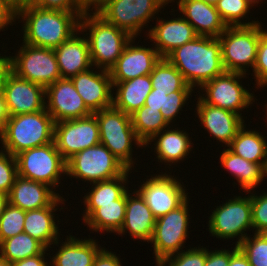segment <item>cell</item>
<instances>
[{
  "label": "cell",
  "instance_id": "obj_11",
  "mask_svg": "<svg viewBox=\"0 0 267 266\" xmlns=\"http://www.w3.org/2000/svg\"><path fill=\"white\" fill-rule=\"evenodd\" d=\"M208 231L221 239L238 237V246L248 234L244 231L253 228L251 216V195L235 196L222 206H217L209 217Z\"/></svg>",
  "mask_w": 267,
  "mask_h": 266
},
{
  "label": "cell",
  "instance_id": "obj_29",
  "mask_svg": "<svg viewBox=\"0 0 267 266\" xmlns=\"http://www.w3.org/2000/svg\"><path fill=\"white\" fill-rule=\"evenodd\" d=\"M112 85L113 89H117L115 98L114 96L112 98V106L128 115L145 105L146 97L152 90L150 75L112 83Z\"/></svg>",
  "mask_w": 267,
  "mask_h": 266
},
{
  "label": "cell",
  "instance_id": "obj_16",
  "mask_svg": "<svg viewBox=\"0 0 267 266\" xmlns=\"http://www.w3.org/2000/svg\"><path fill=\"white\" fill-rule=\"evenodd\" d=\"M45 97L48 98V101H45V109L55 123L92 114L69 78L58 79L46 87Z\"/></svg>",
  "mask_w": 267,
  "mask_h": 266
},
{
  "label": "cell",
  "instance_id": "obj_42",
  "mask_svg": "<svg viewBox=\"0 0 267 266\" xmlns=\"http://www.w3.org/2000/svg\"><path fill=\"white\" fill-rule=\"evenodd\" d=\"M27 3L42 9L65 12H86L91 8L89 0H28Z\"/></svg>",
  "mask_w": 267,
  "mask_h": 266
},
{
  "label": "cell",
  "instance_id": "obj_59",
  "mask_svg": "<svg viewBox=\"0 0 267 266\" xmlns=\"http://www.w3.org/2000/svg\"><path fill=\"white\" fill-rule=\"evenodd\" d=\"M267 240V231L260 233Z\"/></svg>",
  "mask_w": 267,
  "mask_h": 266
},
{
  "label": "cell",
  "instance_id": "obj_47",
  "mask_svg": "<svg viewBox=\"0 0 267 266\" xmlns=\"http://www.w3.org/2000/svg\"><path fill=\"white\" fill-rule=\"evenodd\" d=\"M17 19V7L9 0H0V31Z\"/></svg>",
  "mask_w": 267,
  "mask_h": 266
},
{
  "label": "cell",
  "instance_id": "obj_34",
  "mask_svg": "<svg viewBox=\"0 0 267 266\" xmlns=\"http://www.w3.org/2000/svg\"><path fill=\"white\" fill-rule=\"evenodd\" d=\"M46 247L27 233H20L0 243V256L13 263L41 254Z\"/></svg>",
  "mask_w": 267,
  "mask_h": 266
},
{
  "label": "cell",
  "instance_id": "obj_14",
  "mask_svg": "<svg viewBox=\"0 0 267 266\" xmlns=\"http://www.w3.org/2000/svg\"><path fill=\"white\" fill-rule=\"evenodd\" d=\"M54 142L66 161L74 154L100 144L96 115L92 113L79 119L56 122Z\"/></svg>",
  "mask_w": 267,
  "mask_h": 266
},
{
  "label": "cell",
  "instance_id": "obj_17",
  "mask_svg": "<svg viewBox=\"0 0 267 266\" xmlns=\"http://www.w3.org/2000/svg\"><path fill=\"white\" fill-rule=\"evenodd\" d=\"M3 93L9 116L35 113L45 109V88L19 78L13 72L6 80Z\"/></svg>",
  "mask_w": 267,
  "mask_h": 266
},
{
  "label": "cell",
  "instance_id": "obj_49",
  "mask_svg": "<svg viewBox=\"0 0 267 266\" xmlns=\"http://www.w3.org/2000/svg\"><path fill=\"white\" fill-rule=\"evenodd\" d=\"M166 95H168L167 92H161L152 89L151 92L146 97L145 106L150 107V109L164 112V102Z\"/></svg>",
  "mask_w": 267,
  "mask_h": 266
},
{
  "label": "cell",
  "instance_id": "obj_22",
  "mask_svg": "<svg viewBox=\"0 0 267 266\" xmlns=\"http://www.w3.org/2000/svg\"><path fill=\"white\" fill-rule=\"evenodd\" d=\"M178 10L199 36L218 38L227 28L215 5L202 0H179Z\"/></svg>",
  "mask_w": 267,
  "mask_h": 266
},
{
  "label": "cell",
  "instance_id": "obj_61",
  "mask_svg": "<svg viewBox=\"0 0 267 266\" xmlns=\"http://www.w3.org/2000/svg\"><path fill=\"white\" fill-rule=\"evenodd\" d=\"M264 108H266V115H267V104H265V107ZM267 118V117H266Z\"/></svg>",
  "mask_w": 267,
  "mask_h": 266
},
{
  "label": "cell",
  "instance_id": "obj_60",
  "mask_svg": "<svg viewBox=\"0 0 267 266\" xmlns=\"http://www.w3.org/2000/svg\"><path fill=\"white\" fill-rule=\"evenodd\" d=\"M266 29L263 30V35L267 38V31H265Z\"/></svg>",
  "mask_w": 267,
  "mask_h": 266
},
{
  "label": "cell",
  "instance_id": "obj_36",
  "mask_svg": "<svg viewBox=\"0 0 267 266\" xmlns=\"http://www.w3.org/2000/svg\"><path fill=\"white\" fill-rule=\"evenodd\" d=\"M132 126L137 137L145 144L154 134L169 127L159 110L142 106L131 114Z\"/></svg>",
  "mask_w": 267,
  "mask_h": 266
},
{
  "label": "cell",
  "instance_id": "obj_2",
  "mask_svg": "<svg viewBox=\"0 0 267 266\" xmlns=\"http://www.w3.org/2000/svg\"><path fill=\"white\" fill-rule=\"evenodd\" d=\"M166 59L182 74L193 88L225 72L222 64L221 44L218 38L197 36L179 46Z\"/></svg>",
  "mask_w": 267,
  "mask_h": 266
},
{
  "label": "cell",
  "instance_id": "obj_37",
  "mask_svg": "<svg viewBox=\"0 0 267 266\" xmlns=\"http://www.w3.org/2000/svg\"><path fill=\"white\" fill-rule=\"evenodd\" d=\"M215 6L227 26H250L259 23V21H240L253 7L247 0H220Z\"/></svg>",
  "mask_w": 267,
  "mask_h": 266
},
{
  "label": "cell",
  "instance_id": "obj_6",
  "mask_svg": "<svg viewBox=\"0 0 267 266\" xmlns=\"http://www.w3.org/2000/svg\"><path fill=\"white\" fill-rule=\"evenodd\" d=\"M99 125L100 143L120 160L128 169L134 167L132 143L145 147L132 126L131 115L114 108L94 112Z\"/></svg>",
  "mask_w": 267,
  "mask_h": 266
},
{
  "label": "cell",
  "instance_id": "obj_8",
  "mask_svg": "<svg viewBox=\"0 0 267 266\" xmlns=\"http://www.w3.org/2000/svg\"><path fill=\"white\" fill-rule=\"evenodd\" d=\"M67 174L92 183L123 175L128 168L103 144L84 149L66 161Z\"/></svg>",
  "mask_w": 267,
  "mask_h": 266
},
{
  "label": "cell",
  "instance_id": "obj_35",
  "mask_svg": "<svg viewBox=\"0 0 267 266\" xmlns=\"http://www.w3.org/2000/svg\"><path fill=\"white\" fill-rule=\"evenodd\" d=\"M129 172L130 169L123 175L93 183L92 190L83 197V203L107 204L119 199L128 190L125 185L128 182Z\"/></svg>",
  "mask_w": 267,
  "mask_h": 266
},
{
  "label": "cell",
  "instance_id": "obj_50",
  "mask_svg": "<svg viewBox=\"0 0 267 266\" xmlns=\"http://www.w3.org/2000/svg\"><path fill=\"white\" fill-rule=\"evenodd\" d=\"M12 73L11 56H0V92L4 91L8 76Z\"/></svg>",
  "mask_w": 267,
  "mask_h": 266
},
{
  "label": "cell",
  "instance_id": "obj_41",
  "mask_svg": "<svg viewBox=\"0 0 267 266\" xmlns=\"http://www.w3.org/2000/svg\"><path fill=\"white\" fill-rule=\"evenodd\" d=\"M18 176L16 157L9 152L0 151V193L9 194Z\"/></svg>",
  "mask_w": 267,
  "mask_h": 266
},
{
  "label": "cell",
  "instance_id": "obj_38",
  "mask_svg": "<svg viewBox=\"0 0 267 266\" xmlns=\"http://www.w3.org/2000/svg\"><path fill=\"white\" fill-rule=\"evenodd\" d=\"M24 220L25 211L8 203L0 217V243L23 233Z\"/></svg>",
  "mask_w": 267,
  "mask_h": 266
},
{
  "label": "cell",
  "instance_id": "obj_39",
  "mask_svg": "<svg viewBox=\"0 0 267 266\" xmlns=\"http://www.w3.org/2000/svg\"><path fill=\"white\" fill-rule=\"evenodd\" d=\"M238 248L248 258L251 266H267V240L260 234L246 237Z\"/></svg>",
  "mask_w": 267,
  "mask_h": 266
},
{
  "label": "cell",
  "instance_id": "obj_45",
  "mask_svg": "<svg viewBox=\"0 0 267 266\" xmlns=\"http://www.w3.org/2000/svg\"><path fill=\"white\" fill-rule=\"evenodd\" d=\"M258 87H267V38L262 35L259 39L256 63L253 68Z\"/></svg>",
  "mask_w": 267,
  "mask_h": 266
},
{
  "label": "cell",
  "instance_id": "obj_3",
  "mask_svg": "<svg viewBox=\"0 0 267 266\" xmlns=\"http://www.w3.org/2000/svg\"><path fill=\"white\" fill-rule=\"evenodd\" d=\"M87 10L79 21L80 32H87L89 36L90 58L92 65L97 69L109 71L123 53L126 45L131 39H134L126 31L117 28L115 25L107 23L95 11L89 13ZM92 14V15H90Z\"/></svg>",
  "mask_w": 267,
  "mask_h": 266
},
{
  "label": "cell",
  "instance_id": "obj_23",
  "mask_svg": "<svg viewBox=\"0 0 267 266\" xmlns=\"http://www.w3.org/2000/svg\"><path fill=\"white\" fill-rule=\"evenodd\" d=\"M56 188L17 176L8 194V203L24 211L37 210L50 206L60 195Z\"/></svg>",
  "mask_w": 267,
  "mask_h": 266
},
{
  "label": "cell",
  "instance_id": "obj_56",
  "mask_svg": "<svg viewBox=\"0 0 267 266\" xmlns=\"http://www.w3.org/2000/svg\"><path fill=\"white\" fill-rule=\"evenodd\" d=\"M0 266H12V263L0 256Z\"/></svg>",
  "mask_w": 267,
  "mask_h": 266
},
{
  "label": "cell",
  "instance_id": "obj_15",
  "mask_svg": "<svg viewBox=\"0 0 267 266\" xmlns=\"http://www.w3.org/2000/svg\"><path fill=\"white\" fill-rule=\"evenodd\" d=\"M172 175L151 176L136 190L157 219L177 209L188 198L185 187Z\"/></svg>",
  "mask_w": 267,
  "mask_h": 266
},
{
  "label": "cell",
  "instance_id": "obj_13",
  "mask_svg": "<svg viewBox=\"0 0 267 266\" xmlns=\"http://www.w3.org/2000/svg\"><path fill=\"white\" fill-rule=\"evenodd\" d=\"M243 77H246V74L225 71L200 87L206 94L200 98L209 105L232 111L241 116L240 110L249 108L248 106L255 101L253 94L243 88L241 83L239 84V79Z\"/></svg>",
  "mask_w": 267,
  "mask_h": 266
},
{
  "label": "cell",
  "instance_id": "obj_52",
  "mask_svg": "<svg viewBox=\"0 0 267 266\" xmlns=\"http://www.w3.org/2000/svg\"><path fill=\"white\" fill-rule=\"evenodd\" d=\"M228 266H251L248 258L238 249L231 257Z\"/></svg>",
  "mask_w": 267,
  "mask_h": 266
},
{
  "label": "cell",
  "instance_id": "obj_51",
  "mask_svg": "<svg viewBox=\"0 0 267 266\" xmlns=\"http://www.w3.org/2000/svg\"><path fill=\"white\" fill-rule=\"evenodd\" d=\"M46 251H47V248L41 254L15 261L12 263V266H49L48 262L45 261Z\"/></svg>",
  "mask_w": 267,
  "mask_h": 266
},
{
  "label": "cell",
  "instance_id": "obj_24",
  "mask_svg": "<svg viewBox=\"0 0 267 266\" xmlns=\"http://www.w3.org/2000/svg\"><path fill=\"white\" fill-rule=\"evenodd\" d=\"M78 32L53 49L62 78L70 79L93 67L87 38L77 36Z\"/></svg>",
  "mask_w": 267,
  "mask_h": 266
},
{
  "label": "cell",
  "instance_id": "obj_46",
  "mask_svg": "<svg viewBox=\"0 0 267 266\" xmlns=\"http://www.w3.org/2000/svg\"><path fill=\"white\" fill-rule=\"evenodd\" d=\"M238 246L235 245L232 251L229 249L225 250H214L209 251L207 249V257L204 266H228L230 257L238 250Z\"/></svg>",
  "mask_w": 267,
  "mask_h": 266
},
{
  "label": "cell",
  "instance_id": "obj_57",
  "mask_svg": "<svg viewBox=\"0 0 267 266\" xmlns=\"http://www.w3.org/2000/svg\"><path fill=\"white\" fill-rule=\"evenodd\" d=\"M208 4L216 5L220 0H202Z\"/></svg>",
  "mask_w": 267,
  "mask_h": 266
},
{
  "label": "cell",
  "instance_id": "obj_20",
  "mask_svg": "<svg viewBox=\"0 0 267 266\" xmlns=\"http://www.w3.org/2000/svg\"><path fill=\"white\" fill-rule=\"evenodd\" d=\"M202 126L219 142L230 145L238 130L244 125L243 117L226 109L212 106L198 98L196 109Z\"/></svg>",
  "mask_w": 267,
  "mask_h": 266
},
{
  "label": "cell",
  "instance_id": "obj_33",
  "mask_svg": "<svg viewBox=\"0 0 267 266\" xmlns=\"http://www.w3.org/2000/svg\"><path fill=\"white\" fill-rule=\"evenodd\" d=\"M152 89L161 92L193 91L182 74L166 58H161L150 73Z\"/></svg>",
  "mask_w": 267,
  "mask_h": 266
},
{
  "label": "cell",
  "instance_id": "obj_28",
  "mask_svg": "<svg viewBox=\"0 0 267 266\" xmlns=\"http://www.w3.org/2000/svg\"><path fill=\"white\" fill-rule=\"evenodd\" d=\"M186 132L175 128V130L166 128L161 132L154 134L144 145L148 146L150 142L156 140L154 146H156L155 153L157 159L160 162L166 163L171 166L172 163H178L179 161L186 158L192 149L191 139ZM157 137V138H156ZM159 137V138H158ZM168 163V164H167ZM171 163V164H169Z\"/></svg>",
  "mask_w": 267,
  "mask_h": 266
},
{
  "label": "cell",
  "instance_id": "obj_1",
  "mask_svg": "<svg viewBox=\"0 0 267 266\" xmlns=\"http://www.w3.org/2000/svg\"><path fill=\"white\" fill-rule=\"evenodd\" d=\"M84 13L42 9L28 3L19 6L17 19L25 21L23 43L54 49L79 30Z\"/></svg>",
  "mask_w": 267,
  "mask_h": 266
},
{
  "label": "cell",
  "instance_id": "obj_18",
  "mask_svg": "<svg viewBox=\"0 0 267 266\" xmlns=\"http://www.w3.org/2000/svg\"><path fill=\"white\" fill-rule=\"evenodd\" d=\"M134 41L135 38L130 40L115 65L109 70L112 83L150 75L155 64L161 59L155 47L135 46Z\"/></svg>",
  "mask_w": 267,
  "mask_h": 266
},
{
  "label": "cell",
  "instance_id": "obj_43",
  "mask_svg": "<svg viewBox=\"0 0 267 266\" xmlns=\"http://www.w3.org/2000/svg\"><path fill=\"white\" fill-rule=\"evenodd\" d=\"M251 216L254 233L267 231V193L256 195L251 193Z\"/></svg>",
  "mask_w": 267,
  "mask_h": 266
},
{
  "label": "cell",
  "instance_id": "obj_25",
  "mask_svg": "<svg viewBox=\"0 0 267 266\" xmlns=\"http://www.w3.org/2000/svg\"><path fill=\"white\" fill-rule=\"evenodd\" d=\"M128 191L124 223L117 234L124 235L128 231L132 238L150 242L153 236L156 218L137 191L133 192L134 196Z\"/></svg>",
  "mask_w": 267,
  "mask_h": 266
},
{
  "label": "cell",
  "instance_id": "obj_21",
  "mask_svg": "<svg viewBox=\"0 0 267 266\" xmlns=\"http://www.w3.org/2000/svg\"><path fill=\"white\" fill-rule=\"evenodd\" d=\"M148 31L147 37L156 44L154 47L161 58L198 36L183 15L171 20L157 18L156 26Z\"/></svg>",
  "mask_w": 267,
  "mask_h": 266
},
{
  "label": "cell",
  "instance_id": "obj_9",
  "mask_svg": "<svg viewBox=\"0 0 267 266\" xmlns=\"http://www.w3.org/2000/svg\"><path fill=\"white\" fill-rule=\"evenodd\" d=\"M18 176L58 187L61 174H67L66 160L55 142L31 148L16 156Z\"/></svg>",
  "mask_w": 267,
  "mask_h": 266
},
{
  "label": "cell",
  "instance_id": "obj_4",
  "mask_svg": "<svg viewBox=\"0 0 267 266\" xmlns=\"http://www.w3.org/2000/svg\"><path fill=\"white\" fill-rule=\"evenodd\" d=\"M55 121L46 109L9 116L0 141L4 151L16 156L22 151L54 141Z\"/></svg>",
  "mask_w": 267,
  "mask_h": 266
},
{
  "label": "cell",
  "instance_id": "obj_5",
  "mask_svg": "<svg viewBox=\"0 0 267 266\" xmlns=\"http://www.w3.org/2000/svg\"><path fill=\"white\" fill-rule=\"evenodd\" d=\"M168 3L170 0H93L91 6L107 23L135 38Z\"/></svg>",
  "mask_w": 267,
  "mask_h": 266
},
{
  "label": "cell",
  "instance_id": "obj_31",
  "mask_svg": "<svg viewBox=\"0 0 267 266\" xmlns=\"http://www.w3.org/2000/svg\"><path fill=\"white\" fill-rule=\"evenodd\" d=\"M102 248L98 247L95 240L76 239L74 236H67V240L59 247L53 258L51 266H92L93 261ZM52 263V264H51Z\"/></svg>",
  "mask_w": 267,
  "mask_h": 266
},
{
  "label": "cell",
  "instance_id": "obj_55",
  "mask_svg": "<svg viewBox=\"0 0 267 266\" xmlns=\"http://www.w3.org/2000/svg\"><path fill=\"white\" fill-rule=\"evenodd\" d=\"M14 6H16L17 8L19 6L25 5L28 0H9Z\"/></svg>",
  "mask_w": 267,
  "mask_h": 266
},
{
  "label": "cell",
  "instance_id": "obj_26",
  "mask_svg": "<svg viewBox=\"0 0 267 266\" xmlns=\"http://www.w3.org/2000/svg\"><path fill=\"white\" fill-rule=\"evenodd\" d=\"M126 197L127 191L113 203L85 204L83 221L90 227L89 230L117 234L125 219Z\"/></svg>",
  "mask_w": 267,
  "mask_h": 266
},
{
  "label": "cell",
  "instance_id": "obj_53",
  "mask_svg": "<svg viewBox=\"0 0 267 266\" xmlns=\"http://www.w3.org/2000/svg\"><path fill=\"white\" fill-rule=\"evenodd\" d=\"M8 118L9 114L6 108L5 96L3 92H0V135L4 130Z\"/></svg>",
  "mask_w": 267,
  "mask_h": 266
},
{
  "label": "cell",
  "instance_id": "obj_44",
  "mask_svg": "<svg viewBox=\"0 0 267 266\" xmlns=\"http://www.w3.org/2000/svg\"><path fill=\"white\" fill-rule=\"evenodd\" d=\"M191 94L192 91H176L166 95L164 112L161 113L169 125L179 114V111L185 106V103L187 100H189L188 98Z\"/></svg>",
  "mask_w": 267,
  "mask_h": 266
},
{
  "label": "cell",
  "instance_id": "obj_7",
  "mask_svg": "<svg viewBox=\"0 0 267 266\" xmlns=\"http://www.w3.org/2000/svg\"><path fill=\"white\" fill-rule=\"evenodd\" d=\"M260 23L250 26H227L218 37L221 44L222 64L226 72L246 73L254 68L259 39L263 35ZM247 66V67H246Z\"/></svg>",
  "mask_w": 267,
  "mask_h": 266
},
{
  "label": "cell",
  "instance_id": "obj_54",
  "mask_svg": "<svg viewBox=\"0 0 267 266\" xmlns=\"http://www.w3.org/2000/svg\"><path fill=\"white\" fill-rule=\"evenodd\" d=\"M8 204V195L0 193V217L3 214L5 206Z\"/></svg>",
  "mask_w": 267,
  "mask_h": 266
},
{
  "label": "cell",
  "instance_id": "obj_58",
  "mask_svg": "<svg viewBox=\"0 0 267 266\" xmlns=\"http://www.w3.org/2000/svg\"><path fill=\"white\" fill-rule=\"evenodd\" d=\"M248 2H250L253 6H255V3H259V1L261 2V0H247Z\"/></svg>",
  "mask_w": 267,
  "mask_h": 266
},
{
  "label": "cell",
  "instance_id": "obj_12",
  "mask_svg": "<svg viewBox=\"0 0 267 266\" xmlns=\"http://www.w3.org/2000/svg\"><path fill=\"white\" fill-rule=\"evenodd\" d=\"M188 199L177 209L156 219L153 236V250L157 265L167 256L182 251L188 238L189 211ZM182 247V248H181Z\"/></svg>",
  "mask_w": 267,
  "mask_h": 266
},
{
  "label": "cell",
  "instance_id": "obj_19",
  "mask_svg": "<svg viewBox=\"0 0 267 266\" xmlns=\"http://www.w3.org/2000/svg\"><path fill=\"white\" fill-rule=\"evenodd\" d=\"M70 79L92 113L112 107L113 85L109 71L100 69L98 73L88 69Z\"/></svg>",
  "mask_w": 267,
  "mask_h": 266
},
{
  "label": "cell",
  "instance_id": "obj_40",
  "mask_svg": "<svg viewBox=\"0 0 267 266\" xmlns=\"http://www.w3.org/2000/svg\"><path fill=\"white\" fill-rule=\"evenodd\" d=\"M206 257V247H194L186 251L182 250L179 253L167 256L157 266H165L167 263V266H204Z\"/></svg>",
  "mask_w": 267,
  "mask_h": 266
},
{
  "label": "cell",
  "instance_id": "obj_48",
  "mask_svg": "<svg viewBox=\"0 0 267 266\" xmlns=\"http://www.w3.org/2000/svg\"><path fill=\"white\" fill-rule=\"evenodd\" d=\"M92 266H122L115 253L102 248L96 255Z\"/></svg>",
  "mask_w": 267,
  "mask_h": 266
},
{
  "label": "cell",
  "instance_id": "obj_32",
  "mask_svg": "<svg viewBox=\"0 0 267 266\" xmlns=\"http://www.w3.org/2000/svg\"><path fill=\"white\" fill-rule=\"evenodd\" d=\"M245 127L246 124L238 130L228 149L250 162L267 164L266 136L254 130H245Z\"/></svg>",
  "mask_w": 267,
  "mask_h": 266
},
{
  "label": "cell",
  "instance_id": "obj_10",
  "mask_svg": "<svg viewBox=\"0 0 267 266\" xmlns=\"http://www.w3.org/2000/svg\"><path fill=\"white\" fill-rule=\"evenodd\" d=\"M12 72L19 78L44 88L61 79L57 58L52 48L23 43L17 56H12Z\"/></svg>",
  "mask_w": 267,
  "mask_h": 266
},
{
  "label": "cell",
  "instance_id": "obj_30",
  "mask_svg": "<svg viewBox=\"0 0 267 266\" xmlns=\"http://www.w3.org/2000/svg\"><path fill=\"white\" fill-rule=\"evenodd\" d=\"M220 162L237 179L240 187L251 192L267 176V164L253 163L231 152L228 148L221 152Z\"/></svg>",
  "mask_w": 267,
  "mask_h": 266
},
{
  "label": "cell",
  "instance_id": "obj_27",
  "mask_svg": "<svg viewBox=\"0 0 267 266\" xmlns=\"http://www.w3.org/2000/svg\"><path fill=\"white\" fill-rule=\"evenodd\" d=\"M59 196L50 206L25 211L24 229L23 232L41 242L47 249L51 248L52 244H59V229L55 222L54 211L58 208L62 201H66ZM54 215V216H53Z\"/></svg>",
  "mask_w": 267,
  "mask_h": 266
}]
</instances>
